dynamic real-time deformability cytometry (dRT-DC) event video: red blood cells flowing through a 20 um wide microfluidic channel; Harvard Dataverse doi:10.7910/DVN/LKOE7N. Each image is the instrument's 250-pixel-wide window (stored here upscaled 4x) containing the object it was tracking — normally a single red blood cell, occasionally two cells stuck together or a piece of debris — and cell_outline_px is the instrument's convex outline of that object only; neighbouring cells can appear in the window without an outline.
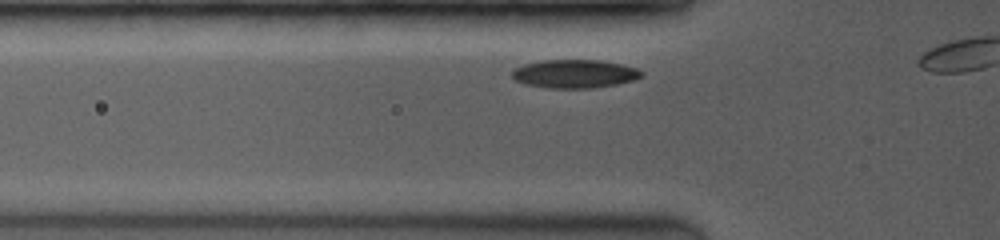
{"species": "common noctule bat (a hibernating species)", "species_latin": "Nyctalus noctula", "temperature_condition": "room temperature", "stored_images_in_passage": 7, "camera_frame_rate_fps": 3500, "um_per_image_px": 0.085, "animal": {"sex": "female", "body_mass_g": 19.0, "forearm_length_mm": 53.3}, "frame": {"image": 1, "passage_image": 4, "time_ms": 0.857, "image_size_px": [1000, 240], "cell_outline_px": [[644, 72], [640, 76], [632, 80], [616, 84], [592, 88], [548, 88], [524, 84], [516, 80], [512, 76], [512, 72], [516, 68], [524, 64], [544, 60], [600, 60], [640, 68]], "centroid_in_image_um": [48.85, 6.27], "position_along_channel_um": 76.9, "area_um2": 21.33}}